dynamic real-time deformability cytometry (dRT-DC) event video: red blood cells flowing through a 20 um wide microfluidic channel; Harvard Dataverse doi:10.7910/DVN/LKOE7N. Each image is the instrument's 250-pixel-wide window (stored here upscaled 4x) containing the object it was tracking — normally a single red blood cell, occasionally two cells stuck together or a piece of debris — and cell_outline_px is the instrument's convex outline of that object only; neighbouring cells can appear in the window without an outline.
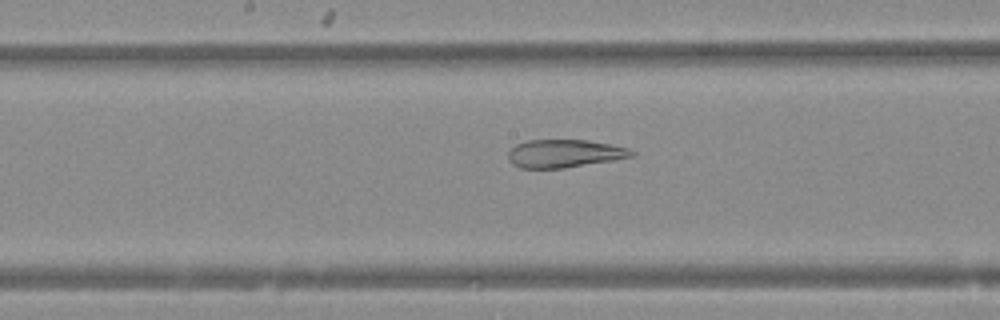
{"species": "Egyptian fruit bat (a non-hibernating species)", "species_latin": "Rousettus aegyptiacus", "temperature_condition": "warm", "stored_images_in_passage": 36, "camera_frame_rate_fps": 3000, "um_per_image_px": 0.085, "animal": {"sex": "female"}, "frame": {"image": 1, "passage_image": 12, "time_ms": 3.667, "image_size_px": [1000, 320], "cell_outline_px": [[636, 156], [564, 168], [520, 168], [512, 164], [508, 160], [508, 152], [516, 144], [528, 140], [588, 140], [628, 148], [636, 152]], "centroid_in_image_um": [47.97, 13.05], "position_along_channel_um": 200.2, "area_um2": 20.11}}
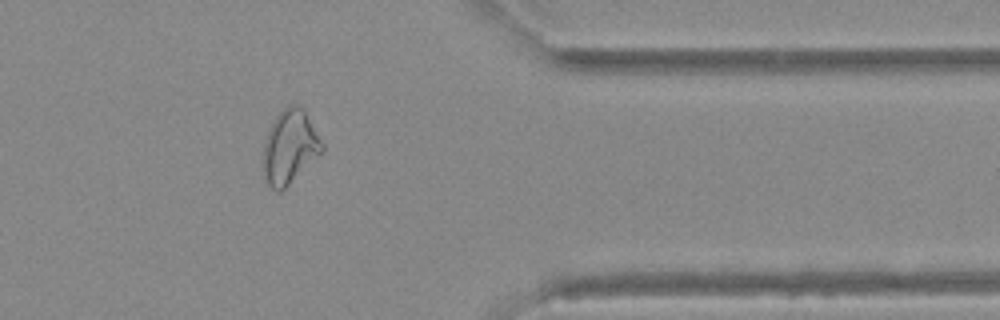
{"frame": {"image": 2, "passage_image": 27, "time_ms": 8.667, "image_size_px": [1000, 320], "cell_outline_px": [[324, 148], [280, 192], [276, 192], [268, 184], [264, 176], [264, 144], [272, 120], [288, 104], [296, 104], [304, 108], [324, 144]], "centroid_in_image_um": [24.62, 12.43], "position_along_channel_um": 386.8, "area_um2": 24.74}}
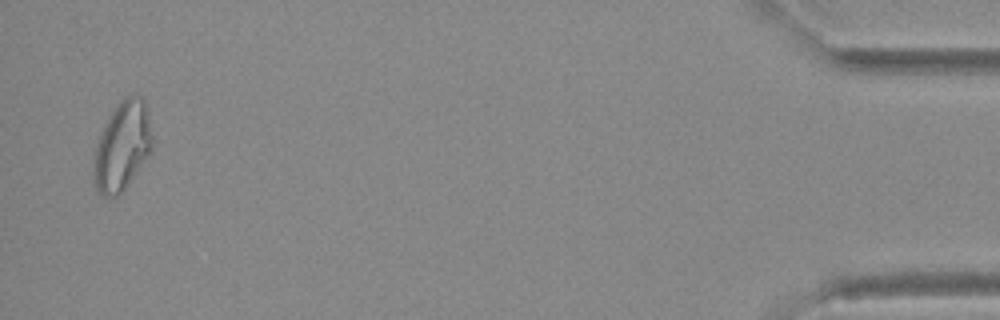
{"frame": {"image": 3, "passage_image": 35, "time_ms": 11.333, "image_size_px": [1000, 320], "cell_outline_px": [[152, 152], [124, 188], [116, 196], [104, 196], [96, 188], [92, 172], [92, 164], [96, 144], [104, 124], [108, 116], [124, 96], [144, 96], [148, 112], [152, 136]], "centroid_in_image_um": [10.39, 12.39], "position_along_channel_um": 424.8, "area_um2": 30.4}}